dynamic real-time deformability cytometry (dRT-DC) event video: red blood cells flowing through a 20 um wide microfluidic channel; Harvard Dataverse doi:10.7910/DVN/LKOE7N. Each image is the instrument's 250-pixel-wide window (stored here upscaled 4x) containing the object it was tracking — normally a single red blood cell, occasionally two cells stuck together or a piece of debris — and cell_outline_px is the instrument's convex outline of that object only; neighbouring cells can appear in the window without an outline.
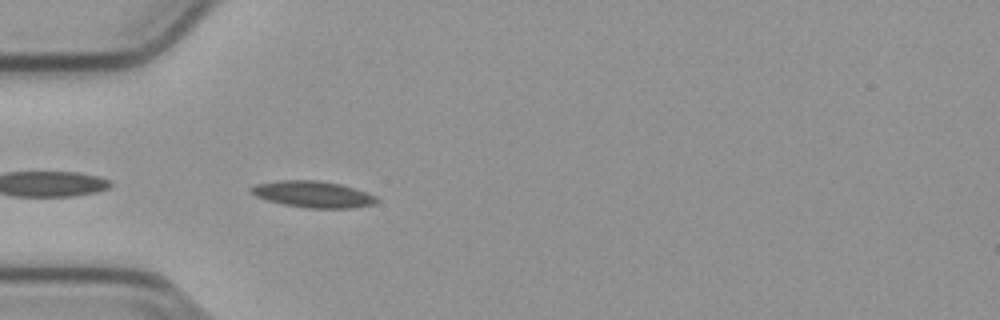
{"species": "common noctule bat (a hibernating species)", "species_latin": "Nyctalus noctula", "temperature_condition": "cold", "stored_images_in_passage": 40, "camera_frame_rate_fps": 3000, "um_per_image_px": 0.085, "animal": {"sex": "male", "body_mass_g": 23.1, "forearm_length_mm": 52.7}, "frame": {"image": 1, "passage_image": 2, "time_ms": 0.333, "image_size_px": [1000, 320], "cell_outline_px": [[380, 200], [376, 204], [352, 208], [304, 208], [284, 204], [268, 200], [256, 196], [248, 192], [248, 188], [256, 184], [280, 180], [316, 180], [340, 184], [376, 196]], "centroid_in_image_um": [26.58, 16.52], "position_along_channel_um": 58.4, "area_um2": 19.36}}
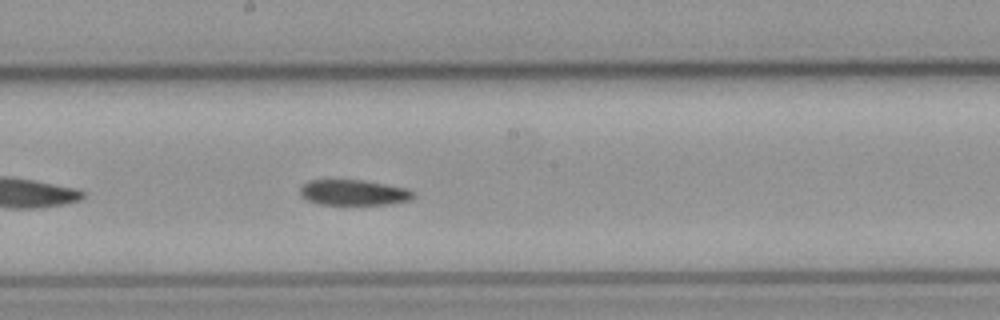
{"frame": {"image": 2, "passage_image": 15, "time_ms": 4.667, "image_size_px": [1000, 320], "cell_outline_px": [[416, 196], [412, 200], [392, 204], [320, 204], [308, 200], [300, 196], [300, 188], [304, 184], [312, 180], [360, 180], [384, 184], [404, 188], [416, 192]], "centroid_in_image_um": [30.1, 16.37], "position_along_channel_um": 218.1, "area_um2": 16.76}}
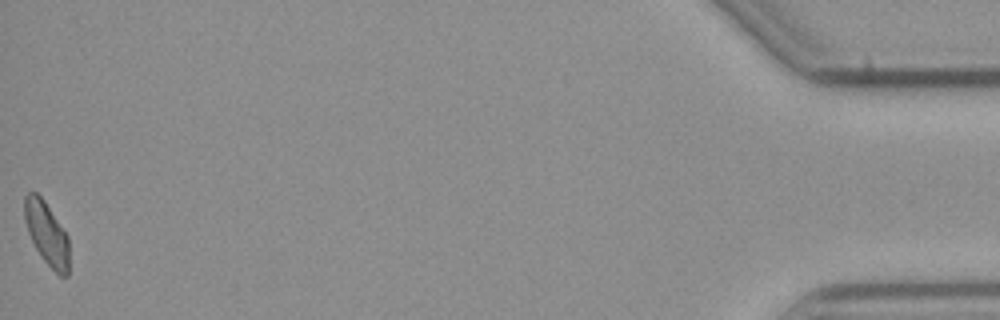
{"frame": {"image": 3, "passage_image": 40, "time_ms": 13.0, "image_size_px": [1000, 320], "cell_outline_px": [[68, 276], [60, 276], [44, 260], [36, 248], [28, 232], [24, 220], [24, 196], [28, 192], [36, 192], [44, 200], [68, 236]], "centroid_in_image_um": [3.95, 19.82], "position_along_channel_um": 431.2, "area_um2": 16.18}}